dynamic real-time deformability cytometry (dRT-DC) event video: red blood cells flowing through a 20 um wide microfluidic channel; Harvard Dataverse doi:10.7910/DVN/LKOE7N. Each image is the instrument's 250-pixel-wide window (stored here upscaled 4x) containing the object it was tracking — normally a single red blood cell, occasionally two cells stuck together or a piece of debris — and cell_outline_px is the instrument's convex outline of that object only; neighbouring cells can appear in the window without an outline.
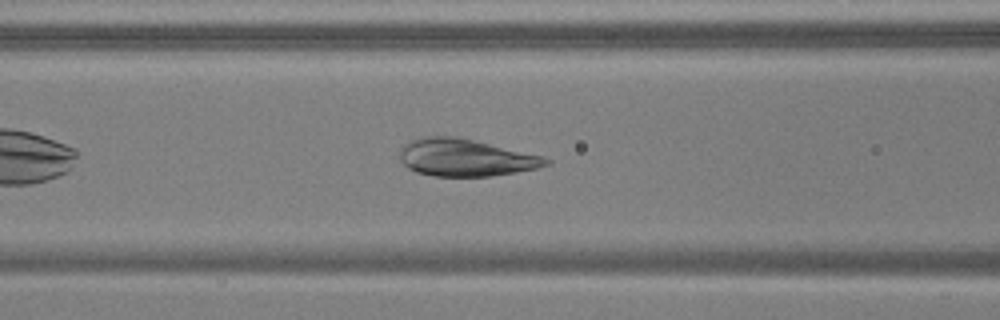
{"species": "common noctule bat (a hibernating species)", "species_latin": "Nyctalus noctula", "temperature_condition": "warm", "stored_images_in_passage": 41, "camera_frame_rate_fps": 3000, "um_per_image_px": 0.085, "animal": {"sex": "male", "body_mass_g": 17.9, "forearm_length_mm": 54.2}, "frame": {"image": 1, "passage_image": 10, "time_ms": 3.0, "image_size_px": [1000, 320], "cell_outline_px": [[552, 164], [536, 168], [516, 172], [492, 176], [436, 176], [416, 172], [408, 168], [400, 160], [400, 148], [404, 144], [412, 140], [424, 136], [456, 136], [544, 156], [552, 160]], "centroid_in_image_um": [39.58, 13.39], "position_along_channel_um": 127.0, "area_um2": 31.79}}
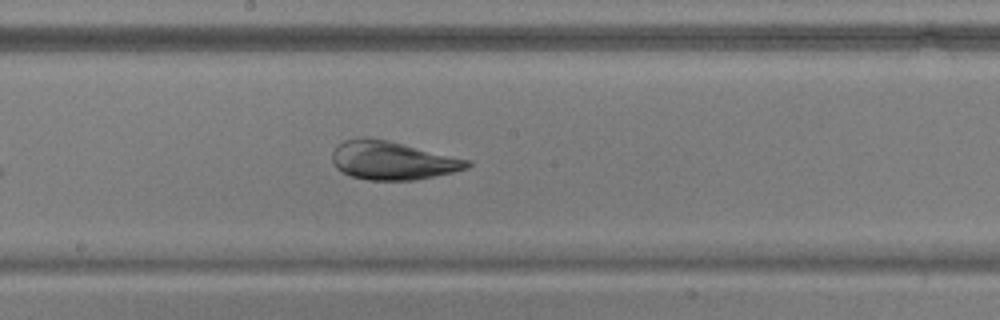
{"frame": {"image": 2, "passage_image": 17, "time_ms": 5.333, "image_size_px": [1000, 320], "cell_outline_px": [[472, 164], [468, 168], [452, 172], [416, 180], [368, 180], [352, 176], [336, 168], [332, 160], [332, 152], [344, 140], [364, 136], [388, 140], [472, 160]], "centroid_in_image_um": [33.38, 13.63], "position_along_channel_um": 214.8, "area_um2": 30.29}}
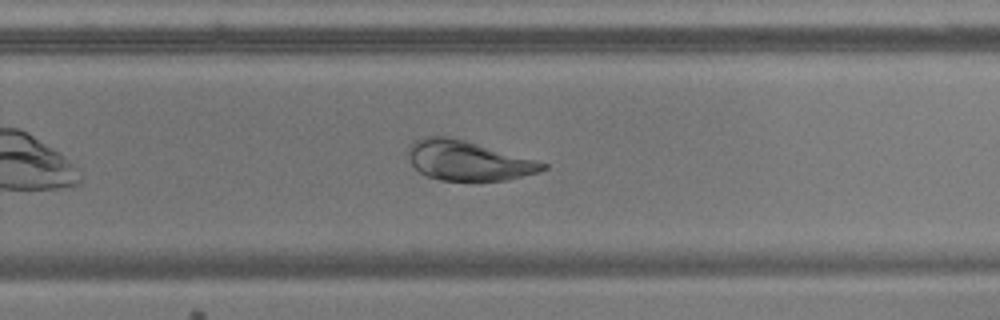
{"frame": {"image": 3, "passage_image": 23, "time_ms": 7.333, "image_size_px": [1000, 320], "cell_outline_px": [[548, 168], [536, 172], [508, 180], [440, 180], [428, 176], [420, 172], [412, 164], [408, 156], [408, 148], [420, 136], [448, 136], [548, 164]], "centroid_in_image_um": [39.73, 13.65], "position_along_channel_um": 290.1, "area_um2": 30.4}}